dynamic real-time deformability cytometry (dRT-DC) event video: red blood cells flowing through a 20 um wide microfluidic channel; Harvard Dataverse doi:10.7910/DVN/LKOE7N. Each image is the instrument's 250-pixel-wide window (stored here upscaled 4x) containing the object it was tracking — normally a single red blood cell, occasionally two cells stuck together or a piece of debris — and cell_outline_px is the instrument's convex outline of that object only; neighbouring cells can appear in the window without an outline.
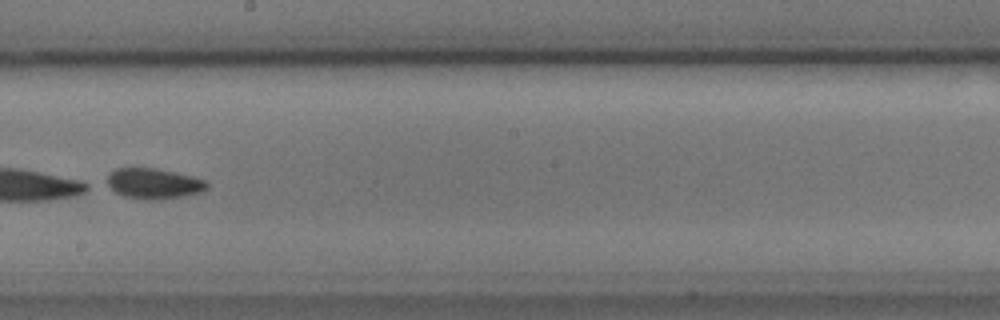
{"species": "common noctule bat (a hibernating species)", "species_latin": "Nyctalus noctula", "temperature_condition": "cold", "stored_images_in_passage": 9, "camera_frame_rate_fps": 3000, "um_per_image_px": 0.085, "animal": {"sex": "male", "body_mass_g": 17.9, "forearm_length_mm": 54.2}, "frame": {"image": 1, "passage_image": 7, "time_ms": 7.333, "image_size_px": [1000, 320], "cell_outline_px": [[208, 188], [200, 192], [180, 196], [156, 200], [148, 200], [124, 196], [116, 192], [104, 184], [108, 172], [116, 168], [156, 168], [192, 176], [208, 180]], "centroid_in_image_um": [13.02, 15.59], "position_along_channel_um": 235.2, "area_um2": 17.92}}